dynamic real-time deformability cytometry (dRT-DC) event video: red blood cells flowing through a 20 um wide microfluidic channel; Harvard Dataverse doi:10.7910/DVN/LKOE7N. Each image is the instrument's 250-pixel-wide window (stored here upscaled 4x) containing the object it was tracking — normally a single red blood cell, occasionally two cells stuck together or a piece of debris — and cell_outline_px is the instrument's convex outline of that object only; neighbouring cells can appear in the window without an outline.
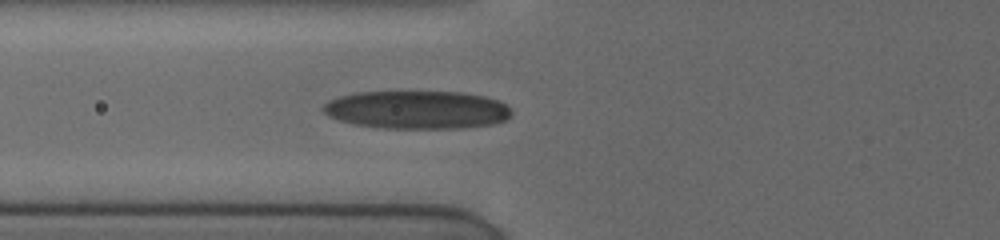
{"species": "human", "species_latin": "Homo sapiens", "temperature_condition": "cold", "stored_images_in_passage": 17, "camera_frame_rate_fps": 3000, "um_per_image_px": 0.085, "donor": {"sex": "female"}, "frame": {"image": 1, "passage_image": 11, "time_ms": 7.0, "image_size_px": [1000, 240], "cell_outline_px": [[512, 112], [508, 120], [492, 124], [460, 128], [384, 128], [356, 124], [340, 120], [328, 116], [320, 108], [328, 100], [340, 96], [356, 92], [464, 92], [484, 96], [500, 100]], "centroid_in_image_um": [35.45, 9.33], "position_along_channel_um": 90.3, "area_um2": 41.91}}
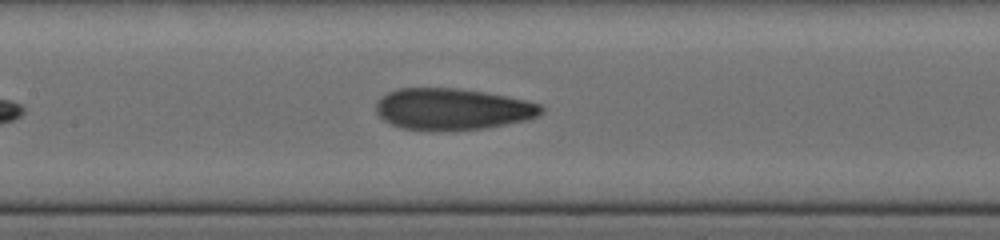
{"frame": {"image": 2, "passage_image": 14, "time_ms": 9.0, "image_size_px": [1000, 240], "cell_outline_px": [[544, 112], [528, 120], [484, 128], [440, 132], [436, 132], [400, 128], [384, 120], [376, 112], [376, 100], [380, 96], [396, 88], [456, 88], [488, 92], [524, 100], [540, 104], [544, 108]], "centroid_in_image_um": [38.43, 9.28], "position_along_channel_um": 169.0, "area_um2": 40.58}}
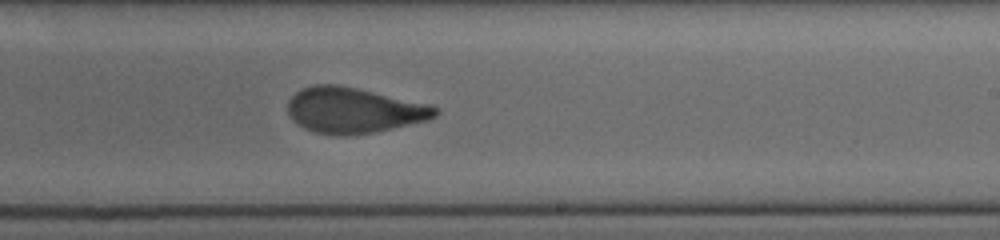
{"frame": {"image": 3, "passage_image": 17, "time_ms": 11.333, "image_size_px": [1000, 240], "cell_outline_px": [[440, 112], [436, 116], [428, 120], [392, 128], [372, 132], [344, 136], [336, 136], [316, 132], [304, 128], [296, 124], [292, 120], [288, 112], [288, 100], [300, 88], [316, 84], [336, 84], [356, 88], [432, 104], [440, 108]], "centroid_in_image_um": [30.08, 9.37], "position_along_channel_um": 258.9, "area_um2": 39.42}}